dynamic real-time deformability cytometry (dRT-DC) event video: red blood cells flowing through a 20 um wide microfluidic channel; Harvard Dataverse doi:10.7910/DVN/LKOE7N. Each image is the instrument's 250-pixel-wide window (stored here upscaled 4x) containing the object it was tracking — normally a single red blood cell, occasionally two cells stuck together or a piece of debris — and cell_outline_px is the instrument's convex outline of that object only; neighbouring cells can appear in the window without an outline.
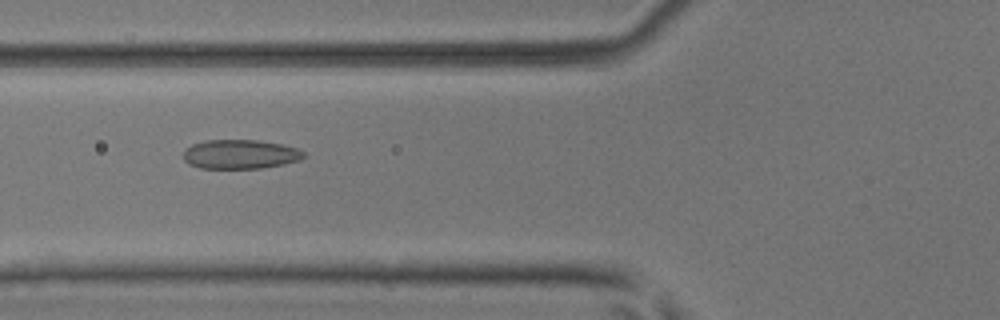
{"species": "common noctule bat (a hibernating species)", "species_latin": "Nyctalus noctula", "temperature_condition": "room temperature", "stored_images_in_passage": 7, "camera_frame_rate_fps": 3000, "um_per_image_px": 0.085, "animal": {"sex": "male", "body_mass_g": 17.9, "forearm_length_mm": 54.2}, "frame": {"image": 1, "passage_image": 6, "time_ms": 1.667, "image_size_px": [1000, 320], "cell_outline_px": [[308, 156], [300, 160], [284, 164], [264, 168], [200, 168], [188, 164], [184, 160], [184, 152], [192, 144], [204, 140], [256, 140], [280, 144], [296, 148], [304, 152]], "centroid_in_image_um": [20.44, 13.12], "position_along_channel_um": 105.4, "area_um2": 20.52}}
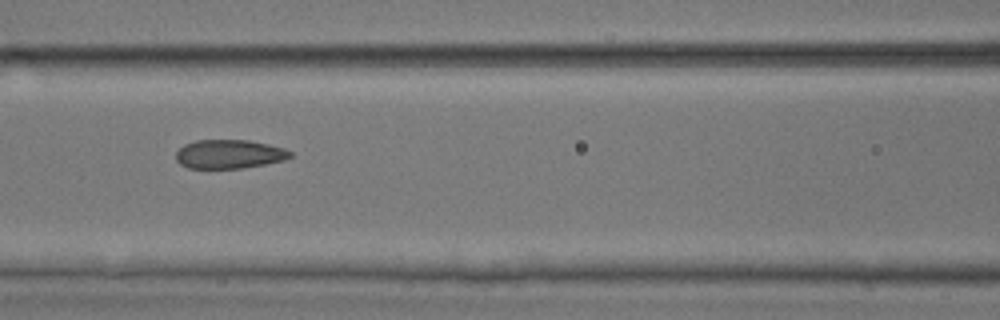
{"frame": {"image": 2, "passage_image": 7, "time_ms": 2.0, "image_size_px": [1000, 320], "cell_outline_px": [[292, 156], [284, 160], [264, 164], [240, 168], [188, 168], [180, 164], [176, 160], [176, 152], [184, 144], [196, 140], [248, 140], [268, 144], [284, 148], [292, 152]], "centroid_in_image_um": [19.47, 13.09], "position_along_channel_um": 147.1, "area_um2": 19.19}}